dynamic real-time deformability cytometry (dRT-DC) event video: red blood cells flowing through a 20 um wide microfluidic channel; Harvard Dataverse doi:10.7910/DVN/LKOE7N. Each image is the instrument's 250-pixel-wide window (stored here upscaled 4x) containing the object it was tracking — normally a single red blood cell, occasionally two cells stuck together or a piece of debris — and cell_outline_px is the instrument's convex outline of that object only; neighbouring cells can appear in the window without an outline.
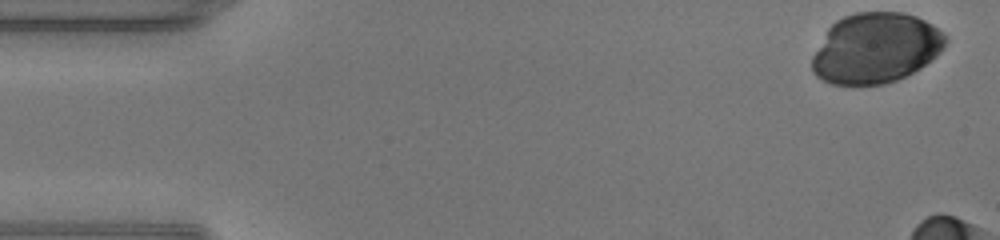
{"species": "human", "species_latin": "Homo sapiens", "temperature_condition": "warm", "stored_images_in_passage": 14, "camera_frame_rate_fps": 3000, "um_per_image_px": 0.085, "donor": {"sex": "male"}, "frame": {"image": 1, "passage_image": 1, "time_ms": 0.0, "image_size_px": [1000, 240], "cell_outline_px": [[948, 40], [944, 48], [936, 56], [920, 68], [896, 80], [884, 84], [832, 84], [816, 76], [812, 72], [812, 56], [828, 28], [836, 20], [844, 16], [856, 12], [904, 12], [916, 16], [932, 24]], "centroid_in_image_um": [74.42, 4.08], "position_along_channel_um": 10.6, "area_um2": 54.45}}